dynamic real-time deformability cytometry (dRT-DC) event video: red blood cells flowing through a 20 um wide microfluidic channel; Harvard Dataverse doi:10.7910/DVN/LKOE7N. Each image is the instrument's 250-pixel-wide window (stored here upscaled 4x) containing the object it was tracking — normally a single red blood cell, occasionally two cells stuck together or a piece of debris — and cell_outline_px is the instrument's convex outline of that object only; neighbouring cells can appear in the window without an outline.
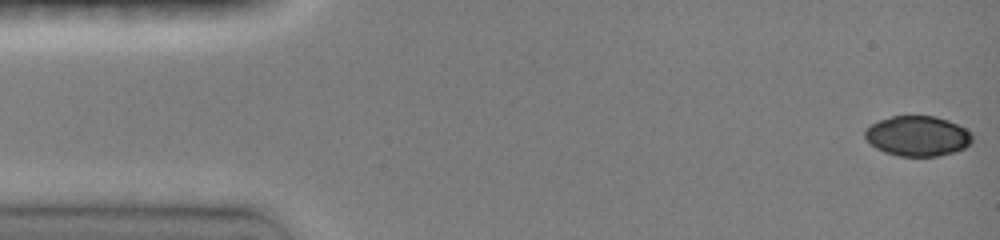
{"species": "common noctule bat (a hibernating species)", "species_latin": "Nyctalus noctula", "temperature_condition": "room temperature", "stored_images_in_passage": 8, "camera_frame_rate_fps": 3000, "um_per_image_px": 0.085, "animal": {"sex": "female", "body_mass_g": 19.0, "forearm_length_mm": 51.5}, "frame": {"image": 1, "passage_image": 1, "time_ms": 0.0, "image_size_px": [1000, 240], "cell_outline_px": [[972, 140], [964, 148], [952, 152], [936, 156], [900, 156], [884, 152], [876, 148], [864, 136], [864, 128], [880, 120], [892, 116], [936, 116], [948, 120], [972, 132]], "centroid_in_image_um": [77.98, 11.55], "position_along_channel_um": 7.0, "area_um2": 24.97}}
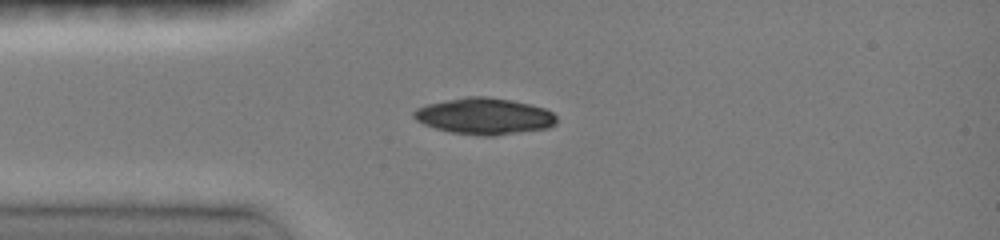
{"frame": {"image": 2, "passage_image": 5, "time_ms": 3.667, "image_size_px": [1000, 240], "cell_outline_px": [[556, 124], [548, 128], [492, 136], [480, 136], [452, 132], [436, 128], [424, 124], [416, 120], [412, 116], [412, 112], [416, 108], [428, 104], [468, 96], [488, 96], [528, 104], [544, 108], [552, 112], [556, 116]], "centroid_in_image_um": [41.16, 9.88], "position_along_channel_um": 43.8, "area_um2": 30.06}}